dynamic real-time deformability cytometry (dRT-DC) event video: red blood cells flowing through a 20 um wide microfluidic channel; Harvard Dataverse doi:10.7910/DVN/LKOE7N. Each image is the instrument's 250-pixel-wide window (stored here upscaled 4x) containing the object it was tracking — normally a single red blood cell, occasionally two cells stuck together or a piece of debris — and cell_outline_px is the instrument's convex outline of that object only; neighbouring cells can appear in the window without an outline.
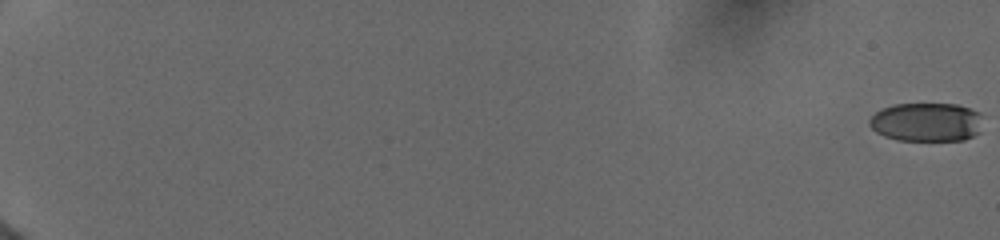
{"species": "human", "species_latin": "Homo sapiens", "temperature_condition": "cold", "stored_images_in_passage": 15, "camera_frame_rate_fps": 3000, "um_per_image_px": 0.085, "donor": {"sex": "female"}, "frame": {"image": 1, "passage_image": 1, "time_ms": 0.0, "image_size_px": [1000, 240], "cell_outline_px": [[980, 132], [964, 140], [896, 140], [884, 136], [876, 132], [868, 124], [868, 120], [876, 112], [892, 104], [956, 104], [980, 112]], "centroid_in_image_um": [78.73, 10.38], "position_along_channel_um": 6.3, "area_um2": 25.61}}
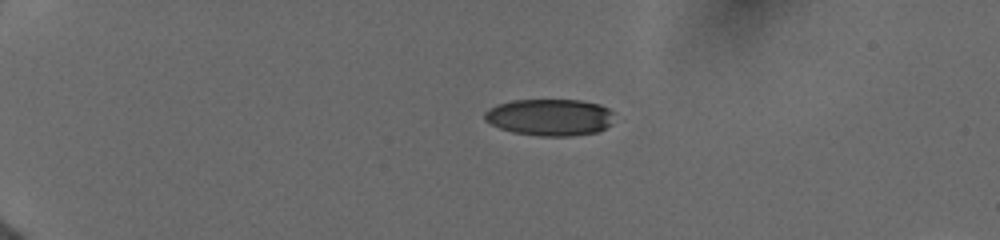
{"frame": {"image": 2, "passage_image": 10, "time_ms": 5.0, "image_size_px": [1000, 240], "cell_outline_px": [[612, 112], [608, 124], [604, 128], [596, 132], [568, 136], [540, 136], [512, 132], [500, 128], [484, 120], [484, 112], [488, 108], [496, 104], [512, 100], [580, 100], [600, 104], [608, 108]], "centroid_in_image_um": [46.66, 9.95], "position_along_channel_um": 38.3, "area_um2": 27.63}}